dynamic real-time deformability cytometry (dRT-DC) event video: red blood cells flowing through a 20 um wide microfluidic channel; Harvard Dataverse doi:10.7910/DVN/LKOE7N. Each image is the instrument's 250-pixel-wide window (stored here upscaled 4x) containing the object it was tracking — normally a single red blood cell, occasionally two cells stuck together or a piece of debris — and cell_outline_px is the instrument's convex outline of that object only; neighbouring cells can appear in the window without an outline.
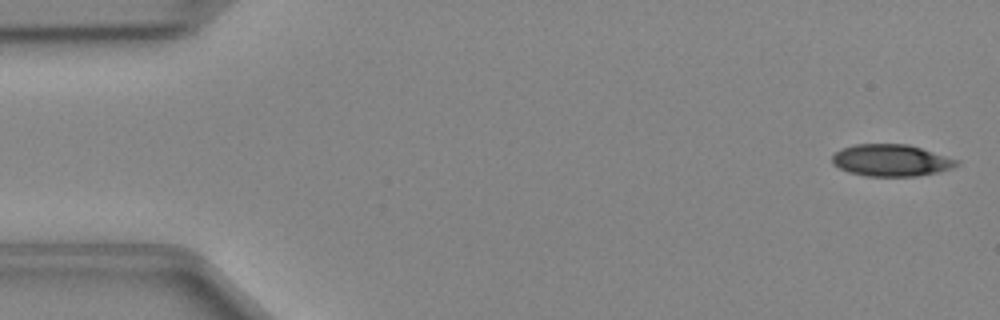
{"species": "Egyptian fruit bat (a non-hibernating species)", "species_latin": "Rousettus aegyptiacus", "temperature_condition": "cold", "stored_images_in_passage": 42, "camera_frame_rate_fps": 3000, "um_per_image_px": 0.085, "animal": {"sex": "female"}, "frame": {"image": 1, "passage_image": 1, "time_ms": 0.0, "image_size_px": [1000, 320], "cell_outline_px": [[960, 164], [952, 168], [936, 172], [916, 176], [868, 176], [848, 172], [832, 164], [832, 156], [836, 152], [844, 148], [856, 144], [908, 144], [960, 160]], "centroid_in_image_um": [75.76, 13.63], "position_along_channel_um": 9.2, "area_um2": 23.0}}
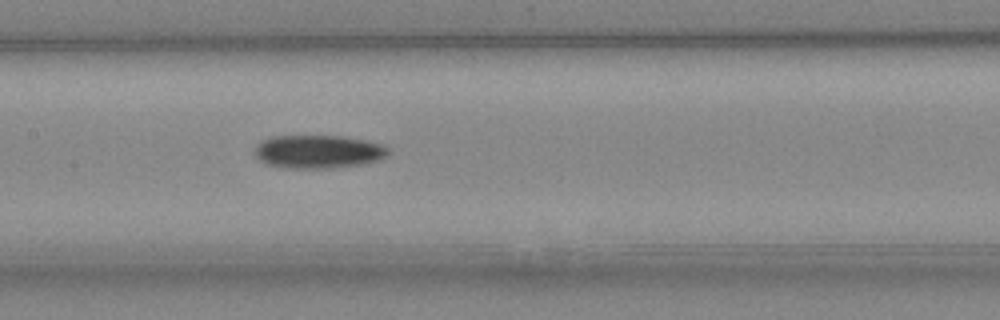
{"frame": {"image": 2, "passage_image": 22, "time_ms": 7.0, "image_size_px": [1000, 320], "cell_outline_px": [[388, 156], [364, 164], [328, 168], [284, 168], [264, 164], [256, 156], [256, 144], [272, 136], [344, 136], [368, 140], [384, 144], [388, 148]], "centroid_in_image_um": [27.07, 12.89], "position_along_channel_um": 180.3, "area_um2": 26.07}}
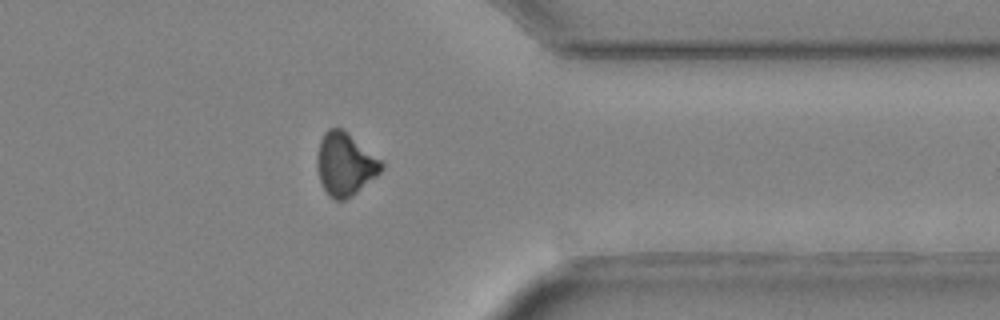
{"frame": {"image": 3, "passage_image": 37, "time_ms": 12.0, "image_size_px": [1000, 320], "cell_outline_px": [[384, 164], [380, 172], [376, 176], [356, 192], [344, 200], [336, 200], [328, 196], [320, 180], [316, 164], [316, 156], [320, 140], [324, 132], [328, 128], [340, 128], [380, 160]], "centroid_in_image_um": [29.28, 13.97], "position_along_channel_um": 382.1, "area_um2": 22.95}}